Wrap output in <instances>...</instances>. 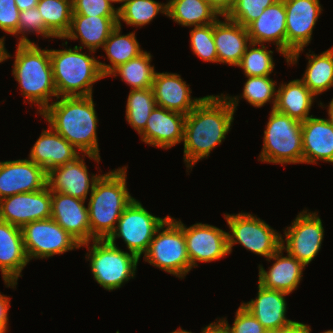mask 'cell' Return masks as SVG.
Instances as JSON below:
<instances>
[{
	"instance_id": "obj_26",
	"label": "cell",
	"mask_w": 333,
	"mask_h": 333,
	"mask_svg": "<svg viewBox=\"0 0 333 333\" xmlns=\"http://www.w3.org/2000/svg\"><path fill=\"white\" fill-rule=\"evenodd\" d=\"M213 23V38L217 49L218 63L237 66L247 46L251 43L246 27L224 16Z\"/></svg>"
},
{
	"instance_id": "obj_30",
	"label": "cell",
	"mask_w": 333,
	"mask_h": 333,
	"mask_svg": "<svg viewBox=\"0 0 333 333\" xmlns=\"http://www.w3.org/2000/svg\"><path fill=\"white\" fill-rule=\"evenodd\" d=\"M166 4V16L182 26H204L221 17L206 0H169Z\"/></svg>"
},
{
	"instance_id": "obj_43",
	"label": "cell",
	"mask_w": 333,
	"mask_h": 333,
	"mask_svg": "<svg viewBox=\"0 0 333 333\" xmlns=\"http://www.w3.org/2000/svg\"><path fill=\"white\" fill-rule=\"evenodd\" d=\"M72 15L118 17V10L107 0H72Z\"/></svg>"
},
{
	"instance_id": "obj_4",
	"label": "cell",
	"mask_w": 333,
	"mask_h": 333,
	"mask_svg": "<svg viewBox=\"0 0 333 333\" xmlns=\"http://www.w3.org/2000/svg\"><path fill=\"white\" fill-rule=\"evenodd\" d=\"M12 74L20 85L21 94L29 103L38 105L41 114L52 97L57 98L50 60V50L37 44H18Z\"/></svg>"
},
{
	"instance_id": "obj_44",
	"label": "cell",
	"mask_w": 333,
	"mask_h": 333,
	"mask_svg": "<svg viewBox=\"0 0 333 333\" xmlns=\"http://www.w3.org/2000/svg\"><path fill=\"white\" fill-rule=\"evenodd\" d=\"M20 11L15 0H0V29L13 35L18 29Z\"/></svg>"
},
{
	"instance_id": "obj_9",
	"label": "cell",
	"mask_w": 333,
	"mask_h": 333,
	"mask_svg": "<svg viewBox=\"0 0 333 333\" xmlns=\"http://www.w3.org/2000/svg\"><path fill=\"white\" fill-rule=\"evenodd\" d=\"M224 217L231 232H227L229 253L233 245L239 243L245 249L268 259L281 247L282 235L251 213H226Z\"/></svg>"
},
{
	"instance_id": "obj_31",
	"label": "cell",
	"mask_w": 333,
	"mask_h": 333,
	"mask_svg": "<svg viewBox=\"0 0 333 333\" xmlns=\"http://www.w3.org/2000/svg\"><path fill=\"white\" fill-rule=\"evenodd\" d=\"M121 30V26L117 25L102 48L110 62L109 65L99 62V67L104 77H108L119 65L128 62L143 52L135 33L131 32L127 35H122Z\"/></svg>"
},
{
	"instance_id": "obj_37",
	"label": "cell",
	"mask_w": 333,
	"mask_h": 333,
	"mask_svg": "<svg viewBox=\"0 0 333 333\" xmlns=\"http://www.w3.org/2000/svg\"><path fill=\"white\" fill-rule=\"evenodd\" d=\"M250 43L237 67L243 69L245 76H269L275 67L273 51L264 44ZM250 48V49H249Z\"/></svg>"
},
{
	"instance_id": "obj_27",
	"label": "cell",
	"mask_w": 333,
	"mask_h": 333,
	"mask_svg": "<svg viewBox=\"0 0 333 333\" xmlns=\"http://www.w3.org/2000/svg\"><path fill=\"white\" fill-rule=\"evenodd\" d=\"M303 163H333V126L327 119L313 115L302 121Z\"/></svg>"
},
{
	"instance_id": "obj_25",
	"label": "cell",
	"mask_w": 333,
	"mask_h": 333,
	"mask_svg": "<svg viewBox=\"0 0 333 333\" xmlns=\"http://www.w3.org/2000/svg\"><path fill=\"white\" fill-rule=\"evenodd\" d=\"M272 259L275 262L268 271L259 265L258 284L266 289L292 293L297 289L306 266L288 253L287 256H283L281 247L267 261Z\"/></svg>"
},
{
	"instance_id": "obj_23",
	"label": "cell",
	"mask_w": 333,
	"mask_h": 333,
	"mask_svg": "<svg viewBox=\"0 0 333 333\" xmlns=\"http://www.w3.org/2000/svg\"><path fill=\"white\" fill-rule=\"evenodd\" d=\"M246 28L251 43L259 45L274 42L278 53L282 54L288 62L284 0H278L273 5L268 6L260 17L251 22Z\"/></svg>"
},
{
	"instance_id": "obj_47",
	"label": "cell",
	"mask_w": 333,
	"mask_h": 333,
	"mask_svg": "<svg viewBox=\"0 0 333 333\" xmlns=\"http://www.w3.org/2000/svg\"><path fill=\"white\" fill-rule=\"evenodd\" d=\"M270 333H309V325L295 321L290 326Z\"/></svg>"
},
{
	"instance_id": "obj_10",
	"label": "cell",
	"mask_w": 333,
	"mask_h": 333,
	"mask_svg": "<svg viewBox=\"0 0 333 333\" xmlns=\"http://www.w3.org/2000/svg\"><path fill=\"white\" fill-rule=\"evenodd\" d=\"M170 216L156 217L149 213L135 198L125 208L113 233L107 239L116 244V238H122L129 252L139 259L148 251L156 231Z\"/></svg>"
},
{
	"instance_id": "obj_5",
	"label": "cell",
	"mask_w": 333,
	"mask_h": 333,
	"mask_svg": "<svg viewBox=\"0 0 333 333\" xmlns=\"http://www.w3.org/2000/svg\"><path fill=\"white\" fill-rule=\"evenodd\" d=\"M50 60L57 97L90 96L93 84L105 78L96 57L76 46L50 49Z\"/></svg>"
},
{
	"instance_id": "obj_49",
	"label": "cell",
	"mask_w": 333,
	"mask_h": 333,
	"mask_svg": "<svg viewBox=\"0 0 333 333\" xmlns=\"http://www.w3.org/2000/svg\"><path fill=\"white\" fill-rule=\"evenodd\" d=\"M201 333H226L217 322L210 323Z\"/></svg>"
},
{
	"instance_id": "obj_24",
	"label": "cell",
	"mask_w": 333,
	"mask_h": 333,
	"mask_svg": "<svg viewBox=\"0 0 333 333\" xmlns=\"http://www.w3.org/2000/svg\"><path fill=\"white\" fill-rule=\"evenodd\" d=\"M43 130L40 137L30 150L29 160L45 169H52L74 161L82 154L50 125ZM78 151V152H77Z\"/></svg>"
},
{
	"instance_id": "obj_42",
	"label": "cell",
	"mask_w": 333,
	"mask_h": 333,
	"mask_svg": "<svg viewBox=\"0 0 333 333\" xmlns=\"http://www.w3.org/2000/svg\"><path fill=\"white\" fill-rule=\"evenodd\" d=\"M235 315L232 327L225 318L217 320V323L226 333H269L242 305L237 309Z\"/></svg>"
},
{
	"instance_id": "obj_14",
	"label": "cell",
	"mask_w": 333,
	"mask_h": 333,
	"mask_svg": "<svg viewBox=\"0 0 333 333\" xmlns=\"http://www.w3.org/2000/svg\"><path fill=\"white\" fill-rule=\"evenodd\" d=\"M52 192L47 186L35 192L19 193L0 200V220L22 228L51 217Z\"/></svg>"
},
{
	"instance_id": "obj_15",
	"label": "cell",
	"mask_w": 333,
	"mask_h": 333,
	"mask_svg": "<svg viewBox=\"0 0 333 333\" xmlns=\"http://www.w3.org/2000/svg\"><path fill=\"white\" fill-rule=\"evenodd\" d=\"M187 254L191 267L197 262H212L229 255L227 232L218 227L196 223L190 227L183 224Z\"/></svg>"
},
{
	"instance_id": "obj_53",
	"label": "cell",
	"mask_w": 333,
	"mask_h": 333,
	"mask_svg": "<svg viewBox=\"0 0 333 333\" xmlns=\"http://www.w3.org/2000/svg\"><path fill=\"white\" fill-rule=\"evenodd\" d=\"M108 2L112 3H124L125 0H107Z\"/></svg>"
},
{
	"instance_id": "obj_19",
	"label": "cell",
	"mask_w": 333,
	"mask_h": 333,
	"mask_svg": "<svg viewBox=\"0 0 333 333\" xmlns=\"http://www.w3.org/2000/svg\"><path fill=\"white\" fill-rule=\"evenodd\" d=\"M84 203L79 198L52 192L51 218L80 244L91 241L88 207Z\"/></svg>"
},
{
	"instance_id": "obj_22",
	"label": "cell",
	"mask_w": 333,
	"mask_h": 333,
	"mask_svg": "<svg viewBox=\"0 0 333 333\" xmlns=\"http://www.w3.org/2000/svg\"><path fill=\"white\" fill-rule=\"evenodd\" d=\"M289 293L266 289L258 284V293L255 299L241 305L247 309L270 333L290 326L295 321L286 317Z\"/></svg>"
},
{
	"instance_id": "obj_13",
	"label": "cell",
	"mask_w": 333,
	"mask_h": 333,
	"mask_svg": "<svg viewBox=\"0 0 333 333\" xmlns=\"http://www.w3.org/2000/svg\"><path fill=\"white\" fill-rule=\"evenodd\" d=\"M284 234L286 239L281 237V248L307 266L321 249L324 228L317 212L303 210Z\"/></svg>"
},
{
	"instance_id": "obj_41",
	"label": "cell",
	"mask_w": 333,
	"mask_h": 333,
	"mask_svg": "<svg viewBox=\"0 0 333 333\" xmlns=\"http://www.w3.org/2000/svg\"><path fill=\"white\" fill-rule=\"evenodd\" d=\"M42 35L44 38H55L46 28L44 20L37 7L29 8L24 11H20L18 29L13 35L22 34L19 37L18 44H34L25 34Z\"/></svg>"
},
{
	"instance_id": "obj_8",
	"label": "cell",
	"mask_w": 333,
	"mask_h": 333,
	"mask_svg": "<svg viewBox=\"0 0 333 333\" xmlns=\"http://www.w3.org/2000/svg\"><path fill=\"white\" fill-rule=\"evenodd\" d=\"M144 261L181 279L190 272L192 267L181 220L170 216L162 224L144 254Z\"/></svg>"
},
{
	"instance_id": "obj_34",
	"label": "cell",
	"mask_w": 333,
	"mask_h": 333,
	"mask_svg": "<svg viewBox=\"0 0 333 333\" xmlns=\"http://www.w3.org/2000/svg\"><path fill=\"white\" fill-rule=\"evenodd\" d=\"M36 7L44 20L47 30L55 38L63 39L71 25L72 0H39Z\"/></svg>"
},
{
	"instance_id": "obj_33",
	"label": "cell",
	"mask_w": 333,
	"mask_h": 333,
	"mask_svg": "<svg viewBox=\"0 0 333 333\" xmlns=\"http://www.w3.org/2000/svg\"><path fill=\"white\" fill-rule=\"evenodd\" d=\"M151 60V54L143 51L137 57L119 65L109 76H121V80L128 84L132 90L151 88L156 74Z\"/></svg>"
},
{
	"instance_id": "obj_54",
	"label": "cell",
	"mask_w": 333,
	"mask_h": 333,
	"mask_svg": "<svg viewBox=\"0 0 333 333\" xmlns=\"http://www.w3.org/2000/svg\"><path fill=\"white\" fill-rule=\"evenodd\" d=\"M311 332V327H309V333ZM322 333H333V330L324 331Z\"/></svg>"
},
{
	"instance_id": "obj_7",
	"label": "cell",
	"mask_w": 333,
	"mask_h": 333,
	"mask_svg": "<svg viewBox=\"0 0 333 333\" xmlns=\"http://www.w3.org/2000/svg\"><path fill=\"white\" fill-rule=\"evenodd\" d=\"M90 248L88 243L80 247L88 248L86 256L90 260L91 272L95 281L108 291L121 288L135 277L139 258L132 252H124L116 244L105 240H93ZM89 246V247H88Z\"/></svg>"
},
{
	"instance_id": "obj_50",
	"label": "cell",
	"mask_w": 333,
	"mask_h": 333,
	"mask_svg": "<svg viewBox=\"0 0 333 333\" xmlns=\"http://www.w3.org/2000/svg\"><path fill=\"white\" fill-rule=\"evenodd\" d=\"M5 37L3 36L2 38H0V63H2L3 61H5L6 59H8L9 57H11V55L7 52L6 48H5Z\"/></svg>"
},
{
	"instance_id": "obj_51",
	"label": "cell",
	"mask_w": 333,
	"mask_h": 333,
	"mask_svg": "<svg viewBox=\"0 0 333 333\" xmlns=\"http://www.w3.org/2000/svg\"><path fill=\"white\" fill-rule=\"evenodd\" d=\"M329 108H328V121H329V123L333 126V98H332V100L330 101V103H329V105H327Z\"/></svg>"
},
{
	"instance_id": "obj_2",
	"label": "cell",
	"mask_w": 333,
	"mask_h": 333,
	"mask_svg": "<svg viewBox=\"0 0 333 333\" xmlns=\"http://www.w3.org/2000/svg\"><path fill=\"white\" fill-rule=\"evenodd\" d=\"M56 100L40 115L79 152L100 157L93 96L57 97Z\"/></svg>"
},
{
	"instance_id": "obj_17",
	"label": "cell",
	"mask_w": 333,
	"mask_h": 333,
	"mask_svg": "<svg viewBox=\"0 0 333 333\" xmlns=\"http://www.w3.org/2000/svg\"><path fill=\"white\" fill-rule=\"evenodd\" d=\"M47 174L29 159L0 161V200L47 187Z\"/></svg>"
},
{
	"instance_id": "obj_16",
	"label": "cell",
	"mask_w": 333,
	"mask_h": 333,
	"mask_svg": "<svg viewBox=\"0 0 333 333\" xmlns=\"http://www.w3.org/2000/svg\"><path fill=\"white\" fill-rule=\"evenodd\" d=\"M81 156L48 172L47 186L51 192L63 193L84 201L87 199L88 193L93 191L95 182L101 175L93 174L89 178L84 158L87 156L99 164L101 157L92 154H82Z\"/></svg>"
},
{
	"instance_id": "obj_48",
	"label": "cell",
	"mask_w": 333,
	"mask_h": 333,
	"mask_svg": "<svg viewBox=\"0 0 333 333\" xmlns=\"http://www.w3.org/2000/svg\"><path fill=\"white\" fill-rule=\"evenodd\" d=\"M15 2L19 11H24L36 7L39 0H15Z\"/></svg>"
},
{
	"instance_id": "obj_45",
	"label": "cell",
	"mask_w": 333,
	"mask_h": 333,
	"mask_svg": "<svg viewBox=\"0 0 333 333\" xmlns=\"http://www.w3.org/2000/svg\"><path fill=\"white\" fill-rule=\"evenodd\" d=\"M10 297L0 293V333L8 332Z\"/></svg>"
},
{
	"instance_id": "obj_1",
	"label": "cell",
	"mask_w": 333,
	"mask_h": 333,
	"mask_svg": "<svg viewBox=\"0 0 333 333\" xmlns=\"http://www.w3.org/2000/svg\"><path fill=\"white\" fill-rule=\"evenodd\" d=\"M240 96L207 95L185 117L184 162L188 169L203 158L226 138Z\"/></svg>"
},
{
	"instance_id": "obj_20",
	"label": "cell",
	"mask_w": 333,
	"mask_h": 333,
	"mask_svg": "<svg viewBox=\"0 0 333 333\" xmlns=\"http://www.w3.org/2000/svg\"><path fill=\"white\" fill-rule=\"evenodd\" d=\"M28 263L21 228L0 220V271L7 287L15 288Z\"/></svg>"
},
{
	"instance_id": "obj_11",
	"label": "cell",
	"mask_w": 333,
	"mask_h": 333,
	"mask_svg": "<svg viewBox=\"0 0 333 333\" xmlns=\"http://www.w3.org/2000/svg\"><path fill=\"white\" fill-rule=\"evenodd\" d=\"M21 231L29 261L64 254L79 249L81 245L51 217L30 222Z\"/></svg>"
},
{
	"instance_id": "obj_21",
	"label": "cell",
	"mask_w": 333,
	"mask_h": 333,
	"mask_svg": "<svg viewBox=\"0 0 333 333\" xmlns=\"http://www.w3.org/2000/svg\"><path fill=\"white\" fill-rule=\"evenodd\" d=\"M152 89L156 106L188 115L203 99L192 98V91L181 75L156 72Z\"/></svg>"
},
{
	"instance_id": "obj_29",
	"label": "cell",
	"mask_w": 333,
	"mask_h": 333,
	"mask_svg": "<svg viewBox=\"0 0 333 333\" xmlns=\"http://www.w3.org/2000/svg\"><path fill=\"white\" fill-rule=\"evenodd\" d=\"M313 99L315 95L309 88L300 79H294L288 84L281 83L274 109L302 122L311 117Z\"/></svg>"
},
{
	"instance_id": "obj_28",
	"label": "cell",
	"mask_w": 333,
	"mask_h": 333,
	"mask_svg": "<svg viewBox=\"0 0 333 333\" xmlns=\"http://www.w3.org/2000/svg\"><path fill=\"white\" fill-rule=\"evenodd\" d=\"M118 25V17L72 15L70 29L63 39H80L83 46L94 53L104 46L112 31Z\"/></svg>"
},
{
	"instance_id": "obj_38",
	"label": "cell",
	"mask_w": 333,
	"mask_h": 333,
	"mask_svg": "<svg viewBox=\"0 0 333 333\" xmlns=\"http://www.w3.org/2000/svg\"><path fill=\"white\" fill-rule=\"evenodd\" d=\"M246 77L241 98L257 108L264 106L267 102H272V109H274L277 99L275 87L277 83L270 78V75Z\"/></svg>"
},
{
	"instance_id": "obj_52",
	"label": "cell",
	"mask_w": 333,
	"mask_h": 333,
	"mask_svg": "<svg viewBox=\"0 0 333 333\" xmlns=\"http://www.w3.org/2000/svg\"><path fill=\"white\" fill-rule=\"evenodd\" d=\"M171 333H192L191 331H186V330H183L182 328H179Z\"/></svg>"
},
{
	"instance_id": "obj_18",
	"label": "cell",
	"mask_w": 333,
	"mask_h": 333,
	"mask_svg": "<svg viewBox=\"0 0 333 333\" xmlns=\"http://www.w3.org/2000/svg\"><path fill=\"white\" fill-rule=\"evenodd\" d=\"M186 115L155 106L145 129L139 134L145 144L168 149L184 140Z\"/></svg>"
},
{
	"instance_id": "obj_35",
	"label": "cell",
	"mask_w": 333,
	"mask_h": 333,
	"mask_svg": "<svg viewBox=\"0 0 333 333\" xmlns=\"http://www.w3.org/2000/svg\"><path fill=\"white\" fill-rule=\"evenodd\" d=\"M118 10V25L121 20L127 25L140 28L149 24L158 13L167 15V4L155 0H125Z\"/></svg>"
},
{
	"instance_id": "obj_40",
	"label": "cell",
	"mask_w": 333,
	"mask_h": 333,
	"mask_svg": "<svg viewBox=\"0 0 333 333\" xmlns=\"http://www.w3.org/2000/svg\"><path fill=\"white\" fill-rule=\"evenodd\" d=\"M276 1L278 0H233L232 10L227 17L243 27H247Z\"/></svg>"
},
{
	"instance_id": "obj_36",
	"label": "cell",
	"mask_w": 333,
	"mask_h": 333,
	"mask_svg": "<svg viewBox=\"0 0 333 333\" xmlns=\"http://www.w3.org/2000/svg\"><path fill=\"white\" fill-rule=\"evenodd\" d=\"M130 90L126 103V120L140 134L156 106L154 92L152 87Z\"/></svg>"
},
{
	"instance_id": "obj_3",
	"label": "cell",
	"mask_w": 333,
	"mask_h": 333,
	"mask_svg": "<svg viewBox=\"0 0 333 333\" xmlns=\"http://www.w3.org/2000/svg\"><path fill=\"white\" fill-rule=\"evenodd\" d=\"M126 172L124 166L101 175L95 182L87 206L91 241L108 239L134 199L127 189Z\"/></svg>"
},
{
	"instance_id": "obj_32",
	"label": "cell",
	"mask_w": 333,
	"mask_h": 333,
	"mask_svg": "<svg viewBox=\"0 0 333 333\" xmlns=\"http://www.w3.org/2000/svg\"><path fill=\"white\" fill-rule=\"evenodd\" d=\"M308 61L305 73L300 79L315 95H321L333 87V47L320 55L306 54Z\"/></svg>"
},
{
	"instance_id": "obj_39",
	"label": "cell",
	"mask_w": 333,
	"mask_h": 333,
	"mask_svg": "<svg viewBox=\"0 0 333 333\" xmlns=\"http://www.w3.org/2000/svg\"><path fill=\"white\" fill-rule=\"evenodd\" d=\"M190 47L193 53L203 61L218 63L217 49L213 38V23L196 26L190 30Z\"/></svg>"
},
{
	"instance_id": "obj_46",
	"label": "cell",
	"mask_w": 333,
	"mask_h": 333,
	"mask_svg": "<svg viewBox=\"0 0 333 333\" xmlns=\"http://www.w3.org/2000/svg\"><path fill=\"white\" fill-rule=\"evenodd\" d=\"M220 16L224 17L232 10L233 0H206Z\"/></svg>"
},
{
	"instance_id": "obj_12",
	"label": "cell",
	"mask_w": 333,
	"mask_h": 333,
	"mask_svg": "<svg viewBox=\"0 0 333 333\" xmlns=\"http://www.w3.org/2000/svg\"><path fill=\"white\" fill-rule=\"evenodd\" d=\"M286 10V56L288 65L296 64L300 52L312 40L322 7L319 0H284Z\"/></svg>"
},
{
	"instance_id": "obj_6",
	"label": "cell",
	"mask_w": 333,
	"mask_h": 333,
	"mask_svg": "<svg viewBox=\"0 0 333 333\" xmlns=\"http://www.w3.org/2000/svg\"><path fill=\"white\" fill-rule=\"evenodd\" d=\"M264 130L259 161L303 164L302 122L272 109Z\"/></svg>"
}]
</instances>
